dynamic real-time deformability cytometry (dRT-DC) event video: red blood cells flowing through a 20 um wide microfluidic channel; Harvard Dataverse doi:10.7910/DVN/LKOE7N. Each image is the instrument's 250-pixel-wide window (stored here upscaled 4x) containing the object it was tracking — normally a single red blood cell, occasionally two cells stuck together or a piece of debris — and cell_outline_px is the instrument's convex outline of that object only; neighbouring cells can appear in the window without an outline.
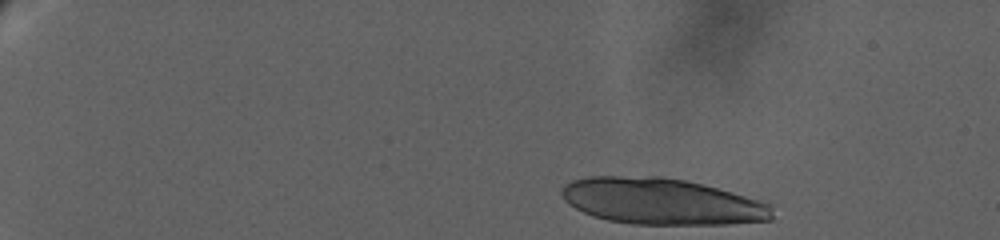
{"species": "human", "species_latin": "Homo sapiens", "temperature_condition": "warm", "stored_images_in_passage": 25, "camera_frame_rate_fps": 3000, "um_per_image_px": 0.085, "donor": {"sex": "female"}, "frame": {"image": 1, "passage_image": 3, "time_ms": 0.333, "image_size_px": [1000, 240], "cell_outline_px": [[772, 220], [728, 224], [632, 224], [608, 220], [592, 216], [568, 204], [564, 200], [560, 192], [564, 184], [572, 180], [588, 176], [660, 176], [684, 180], [732, 192], [768, 204], [772, 208]], "centroid_in_image_um": [56.18, 17.12], "position_along_channel_um": 28.8, "area_um2": 56.64}}